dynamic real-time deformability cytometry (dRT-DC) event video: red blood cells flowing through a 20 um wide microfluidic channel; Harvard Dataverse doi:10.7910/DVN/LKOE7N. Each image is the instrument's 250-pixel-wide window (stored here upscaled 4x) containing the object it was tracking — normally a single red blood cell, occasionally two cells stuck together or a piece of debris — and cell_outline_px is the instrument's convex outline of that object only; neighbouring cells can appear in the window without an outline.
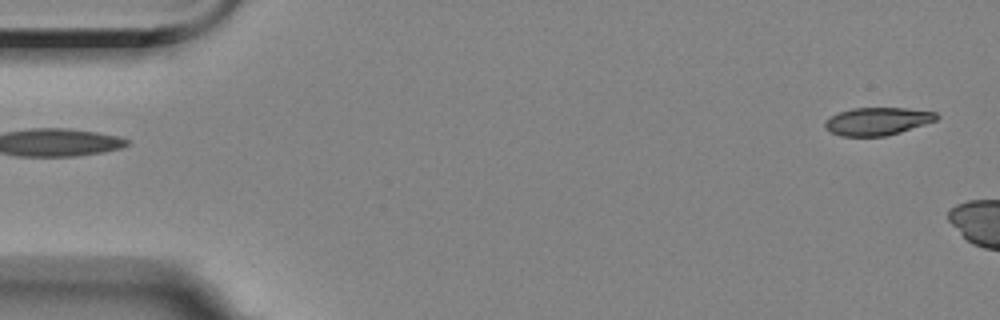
{"species": "Egyptian fruit bat (a non-hibernating species)", "species_latin": "Rousettus aegyptiacus", "temperature_condition": "room temperature", "stored_images_in_passage": 3, "segment_of_instrument_passage": [2, 2], "camera_frame_rate_fps": 3000, "um_per_image_px": 0.085, "animal": {"sex": "female"}, "frame": {"image": 1, "passage_image": 3, "time_ms": 4.0, "image_size_px": [1000, 320], "cell_outline_px": [[940, 116], [936, 120], [900, 132], [884, 136], [840, 136], [824, 128], [824, 120], [840, 112], [852, 108], [908, 108], [936, 112]], "centroid_in_image_um": [74.57, 10.3], "position_along_channel_um": 10.4, "area_um2": 17.98}}